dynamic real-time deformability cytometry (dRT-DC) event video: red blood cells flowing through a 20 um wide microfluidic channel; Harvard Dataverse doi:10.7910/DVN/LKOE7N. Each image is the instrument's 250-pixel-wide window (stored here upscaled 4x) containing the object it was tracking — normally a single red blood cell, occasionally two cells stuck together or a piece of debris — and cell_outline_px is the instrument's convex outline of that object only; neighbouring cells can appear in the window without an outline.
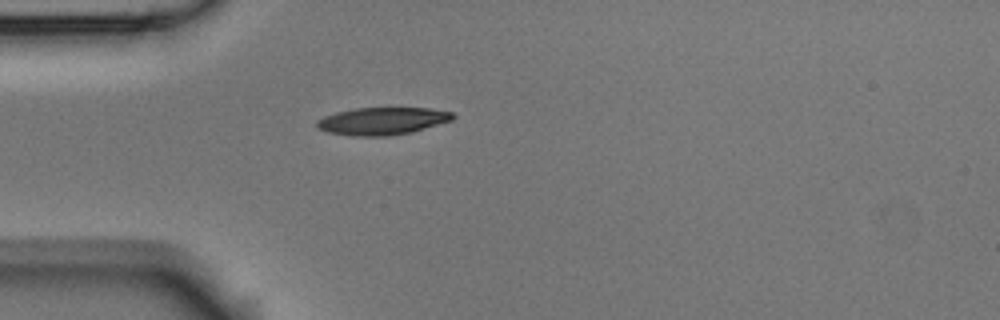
{"species": "Egyptian fruit bat (a non-hibernating species)", "species_latin": "Rousettus aegyptiacus", "temperature_condition": "room temperature", "stored_images_in_passage": 1, "camera_frame_rate_fps": 3000, "um_per_image_px": 0.085, "animal": {"sex": "male"}, "frame": {"image": 1, "passage_image": 1, "time_ms": 0.0, "image_size_px": [1000, 320], "cell_outline_px": [[456, 116], [452, 120], [412, 132], [388, 136], [352, 136], [328, 132], [316, 128], [316, 120], [324, 116], [336, 112], [356, 108], [428, 108], [452, 112]], "centroid_in_image_um": [32.47, 10.29], "position_along_channel_um": 52.5, "area_um2": 21.79}}